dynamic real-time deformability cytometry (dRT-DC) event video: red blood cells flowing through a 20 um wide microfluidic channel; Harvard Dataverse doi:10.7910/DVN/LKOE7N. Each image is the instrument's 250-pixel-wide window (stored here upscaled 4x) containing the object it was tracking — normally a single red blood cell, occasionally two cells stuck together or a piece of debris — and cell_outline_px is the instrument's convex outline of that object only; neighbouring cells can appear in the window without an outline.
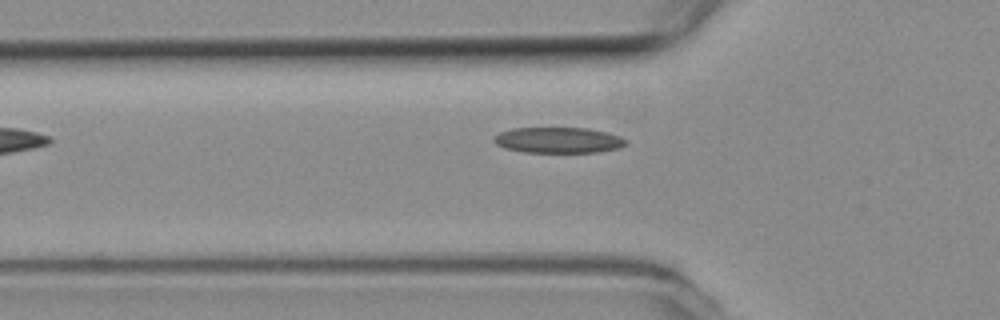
{"species": "common noctule bat (a hibernating species)", "species_latin": "Nyctalus noctula", "temperature_condition": "room temperature", "stored_images_in_passage": 4, "camera_frame_rate_fps": 3000, "um_per_image_px": 0.085, "animal": {"sex": "female", "body_mass_g": 19.3, "forearm_length_mm": 54.1}, "frame": {"image": 1, "passage_image": 3, "time_ms": 0.667, "image_size_px": [1000, 320], "cell_outline_px": [[628, 144], [620, 148], [596, 152], [524, 152], [504, 148], [496, 144], [492, 140], [492, 136], [500, 132], [512, 128], [588, 128], [608, 132], [620, 136], [628, 140]], "centroid_in_image_um": [47.47, 11.91], "position_along_channel_um": 78.3, "area_um2": 20.06}}
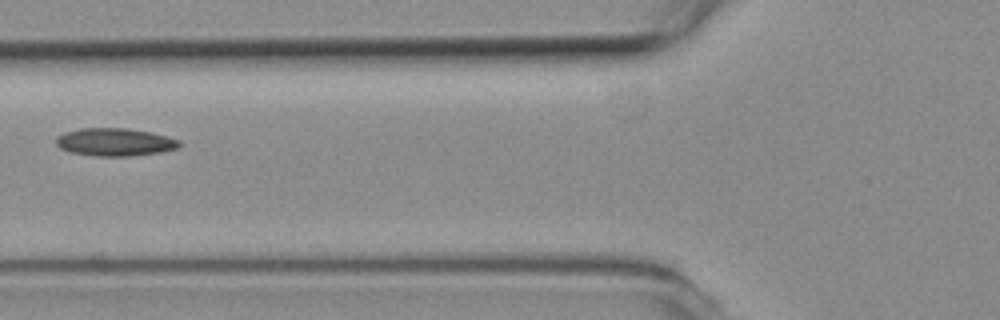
{"frame": {"image": 2, "passage_image": 4, "time_ms": 1.0, "image_size_px": [1000, 320], "cell_outline_px": [[180, 144], [176, 148], [160, 152], [128, 156], [100, 156], [72, 152], [60, 148], [56, 144], [56, 136], [64, 132], [80, 128], [128, 128], [152, 132], [168, 136], [180, 140]], "centroid_in_image_um": [9.76, 12.06], "position_along_channel_um": 116.0, "area_um2": 19.94}}